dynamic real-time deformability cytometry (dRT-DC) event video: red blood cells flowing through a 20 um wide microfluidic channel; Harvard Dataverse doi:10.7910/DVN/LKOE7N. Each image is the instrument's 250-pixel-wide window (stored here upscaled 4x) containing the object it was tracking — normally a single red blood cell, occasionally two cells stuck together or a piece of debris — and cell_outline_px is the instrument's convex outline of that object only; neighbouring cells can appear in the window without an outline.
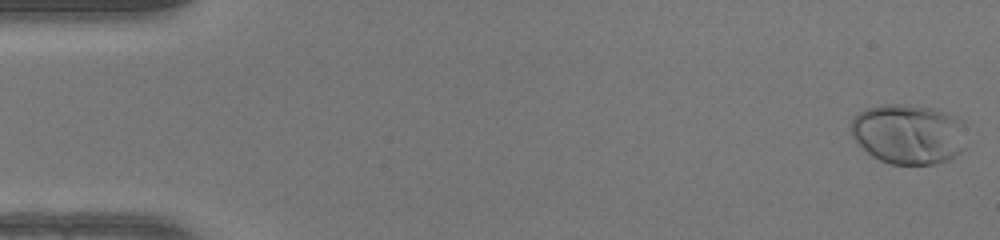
{"species": "human", "species_latin": "Homo sapiens", "temperature_condition": "warm", "stored_images_in_passage": 50, "camera_frame_rate_fps": 3000, "um_per_image_px": 0.085, "donor": {"sex": "female"}, "frame": {"image": 1, "passage_image": 1, "time_ms": 0.0, "image_size_px": [1000, 240], "cell_outline_px": [[964, 148], [960, 152], [948, 160], [936, 164], [892, 164], [880, 160], [872, 156], [860, 148], [852, 136], [848, 128], [852, 120], [860, 112], [868, 108], [880, 104], [920, 104], [948, 112], [964, 120]], "centroid_in_image_um": [77.22, 11.37], "position_along_channel_um": 7.8, "area_um2": 41.27}}
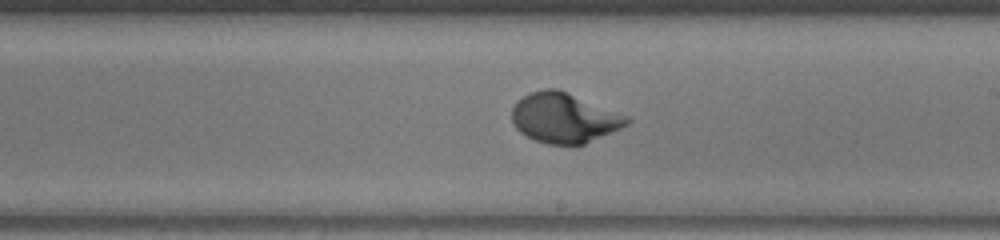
{"frame": {"image": 2, "passage_image": 29, "time_ms": 9.333, "image_size_px": [1000, 240], "cell_outline_px": [[632, 120], [628, 124], [620, 128], [584, 144], [548, 144], [536, 140], [520, 132], [516, 128], [512, 120], [512, 108], [524, 96], [532, 92], [544, 88], [560, 88], [632, 116]], "centroid_in_image_um": [48.02, 9.99], "position_along_channel_um": 241.0, "area_um2": 33.7}}
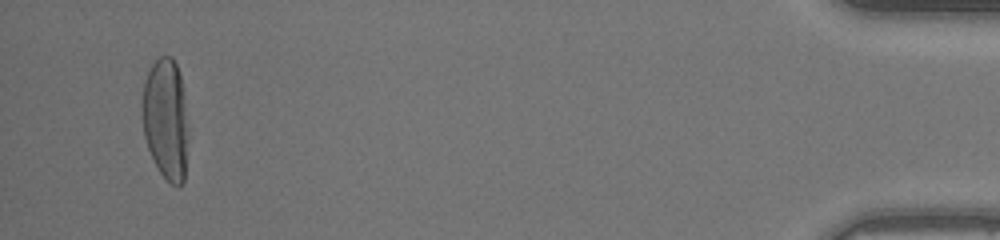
{"frame": {"image": 3, "passage_image": 48, "time_ms": 15.667, "image_size_px": [1000, 240], "cell_outline_px": [[184, 180], [180, 184], [172, 184], [160, 172], [148, 148], [144, 136], [140, 108], [144, 80], [152, 64], [160, 56], [172, 56], [176, 64], [184, 88]], "centroid_in_image_um": [14.0, 10.01], "position_along_channel_um": 421.2, "area_um2": 31.5}}